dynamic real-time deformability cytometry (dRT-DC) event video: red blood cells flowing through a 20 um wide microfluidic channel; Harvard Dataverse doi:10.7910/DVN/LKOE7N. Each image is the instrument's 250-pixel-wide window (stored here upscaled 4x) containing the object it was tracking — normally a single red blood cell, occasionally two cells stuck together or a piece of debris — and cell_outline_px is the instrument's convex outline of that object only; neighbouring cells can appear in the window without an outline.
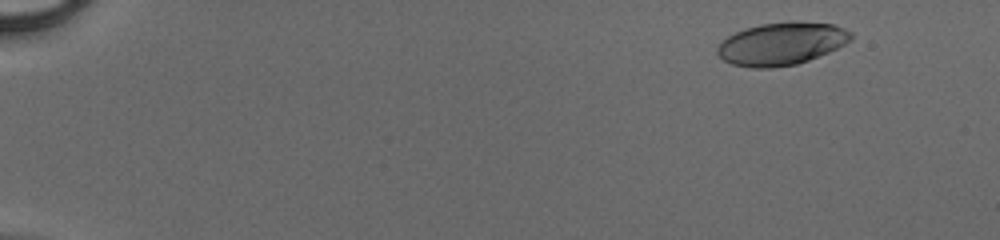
{"species": "human", "species_latin": "Homo sapiens", "temperature_condition": "cold", "stored_images_in_passage": 48, "camera_frame_rate_fps": 3000, "um_per_image_px": 0.085, "donor": {"sex": "male"}, "frame": {"image": 1, "passage_image": 4, "time_ms": 1.0, "image_size_px": [1000, 240], "cell_outline_px": [[852, 40], [828, 52], [808, 60], [796, 64], [772, 68], [752, 68], [732, 64], [724, 60], [716, 52], [716, 48], [728, 36], [736, 32], [760, 24], [792, 20], [832, 24], [844, 28], [852, 32]], "centroid_in_image_um": [66.44, 3.71], "position_along_channel_um": 18.6, "area_um2": 33.18}}
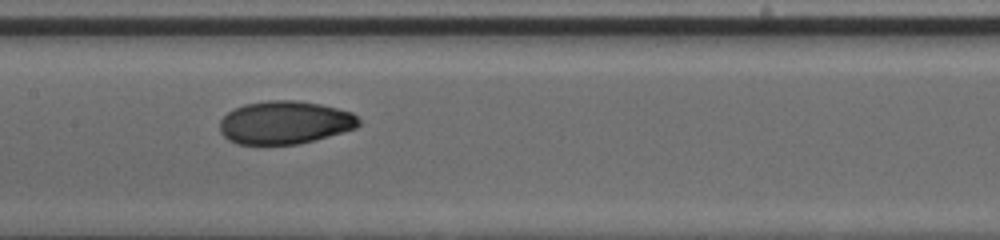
{"frame": {"image": 2, "passage_image": 26, "time_ms": 8.333, "image_size_px": [1000, 240], "cell_outline_px": [[360, 124], [356, 128], [328, 136], [296, 144], [240, 144], [228, 140], [220, 132], [220, 120], [232, 108], [244, 104], [268, 100], [296, 100], [320, 104], [352, 112], [360, 120]], "centroid_in_image_um": [24.19, 10.4], "position_along_channel_um": 183.2, "area_um2": 34.8}}
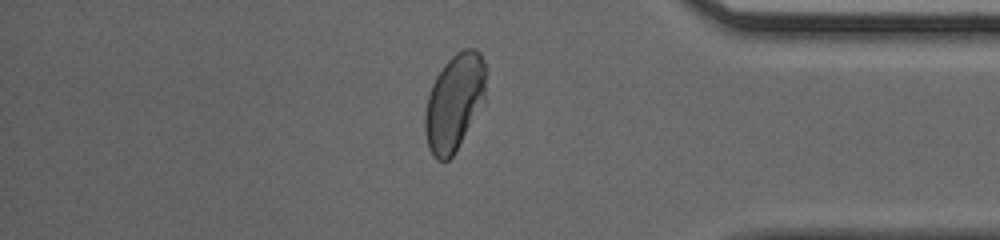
{"frame": {"image": 3, "passage_image": 42, "time_ms": 13.667, "image_size_px": [1000, 240], "cell_outline_px": [[488, 72], [484, 100], [452, 156], [448, 160], [436, 160], [432, 156], [428, 148], [424, 132], [424, 116], [428, 96], [432, 84], [436, 76], [444, 64], [456, 52], [464, 48], [472, 48], [480, 52]], "centroid_in_image_um": [38.61, 8.66], "position_along_channel_um": 396.6, "area_um2": 34.33}}